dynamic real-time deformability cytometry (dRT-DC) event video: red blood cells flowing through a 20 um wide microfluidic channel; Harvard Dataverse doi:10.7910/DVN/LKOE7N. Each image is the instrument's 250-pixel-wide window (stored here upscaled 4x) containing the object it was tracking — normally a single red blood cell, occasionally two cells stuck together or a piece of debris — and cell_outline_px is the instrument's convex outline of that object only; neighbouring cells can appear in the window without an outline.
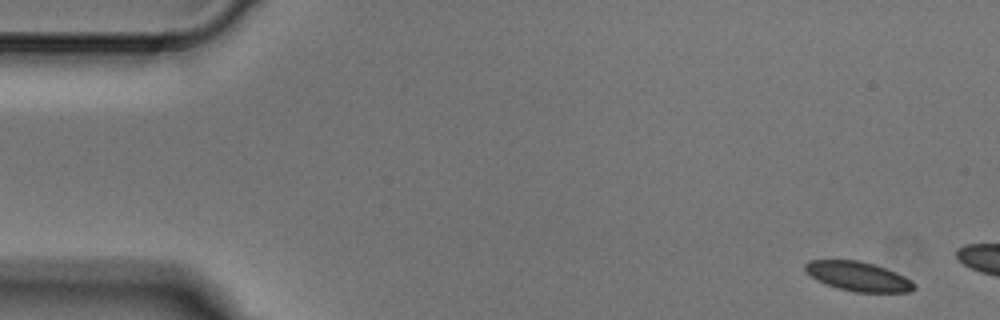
{"species": "Egyptian fruit bat (a non-hibernating species)", "species_latin": "Rousettus aegyptiacus", "temperature_condition": "cold", "stored_images_in_passage": 5, "camera_frame_rate_fps": 3000, "um_per_image_px": 0.085, "animal": {"sex": "male"}, "frame": {"image": 1, "passage_image": 1, "time_ms": 0.0, "image_size_px": [1000, 320], "cell_outline_px": [[916, 288], [908, 292], [856, 292], [836, 288], [816, 280], [804, 268], [804, 264], [808, 260], [860, 260], [876, 264], [896, 272], [912, 280], [916, 284]], "centroid_in_image_um": [72.97, 23.49], "position_along_channel_um": 12.0, "area_um2": 18.84}}